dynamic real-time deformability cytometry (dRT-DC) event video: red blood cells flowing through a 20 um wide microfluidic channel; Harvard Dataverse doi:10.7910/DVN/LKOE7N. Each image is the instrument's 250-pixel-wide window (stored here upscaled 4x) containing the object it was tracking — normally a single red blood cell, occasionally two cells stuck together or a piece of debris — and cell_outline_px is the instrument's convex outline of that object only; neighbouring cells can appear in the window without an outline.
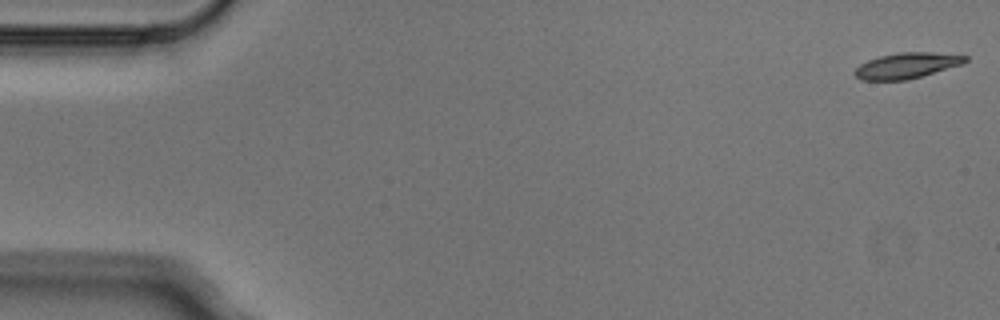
{"species": "Egyptian fruit bat (a non-hibernating species)", "species_latin": "Rousettus aegyptiacus", "temperature_condition": "cold", "stored_images_in_passage": 4, "camera_frame_rate_fps": 3000, "um_per_image_px": 0.085, "animal": {"sex": "male"}, "frame": {"image": 1, "passage_image": 1, "time_ms": 0.0, "image_size_px": [1000, 320], "cell_outline_px": [[968, 60], [964, 64], [908, 80], [860, 80], [852, 72], [860, 64], [868, 60], [880, 56], [900, 52], [932, 52], [968, 56]], "centroid_in_image_um": [77.09, 5.58], "position_along_channel_um": 7.9, "area_um2": 16.65}}
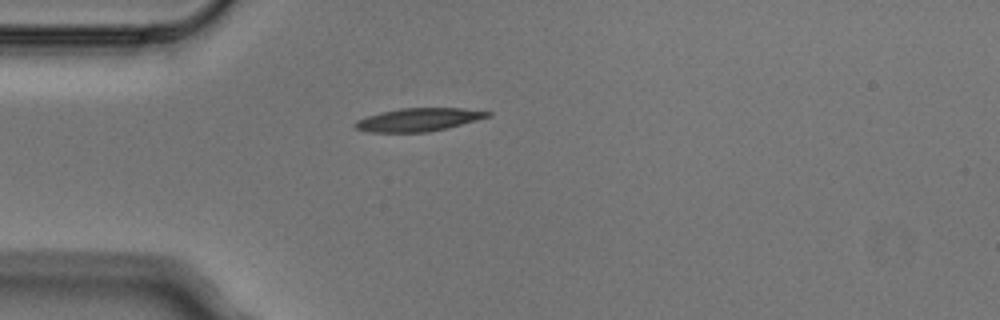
{"frame": {"image": 2, "passage_image": 4, "time_ms": 1.0, "image_size_px": [1000, 320], "cell_outline_px": [[492, 116], [448, 128], [428, 132], [372, 132], [356, 128], [352, 124], [356, 120], [380, 112], [400, 108], [464, 108], [492, 112]], "centroid_in_image_um": [35.61, 10.16], "position_along_channel_um": 49.4, "area_um2": 17.92}}